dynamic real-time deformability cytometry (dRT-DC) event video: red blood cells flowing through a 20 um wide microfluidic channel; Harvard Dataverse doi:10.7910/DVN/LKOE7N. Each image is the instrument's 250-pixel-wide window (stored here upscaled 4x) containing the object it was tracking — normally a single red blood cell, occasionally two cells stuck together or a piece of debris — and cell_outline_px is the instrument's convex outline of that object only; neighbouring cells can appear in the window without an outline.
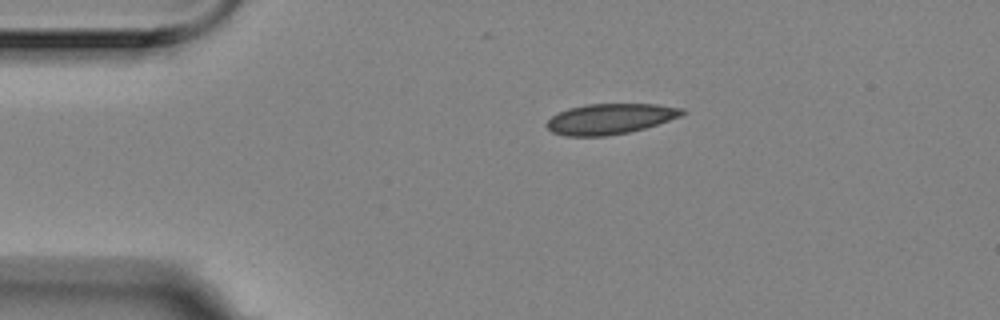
{"species": "Egyptian fruit bat (a non-hibernating species)", "species_latin": "Rousettus aegyptiacus", "temperature_condition": "room temperature", "stored_images_in_passage": 8, "camera_frame_rate_fps": 3000, "um_per_image_px": 0.085, "animal": {"sex": "female"}, "frame": {"image": 1, "passage_image": 1, "time_ms": 0.0, "image_size_px": [1000, 320], "cell_outline_px": [[688, 112], [680, 116], [644, 128], [628, 132], [604, 136], [564, 136], [552, 132], [544, 124], [552, 116], [568, 108], [588, 104], [656, 104], [684, 108]], "centroid_in_image_um": [51.85, 10.1], "position_along_channel_um": 33.2, "area_um2": 23.99}}
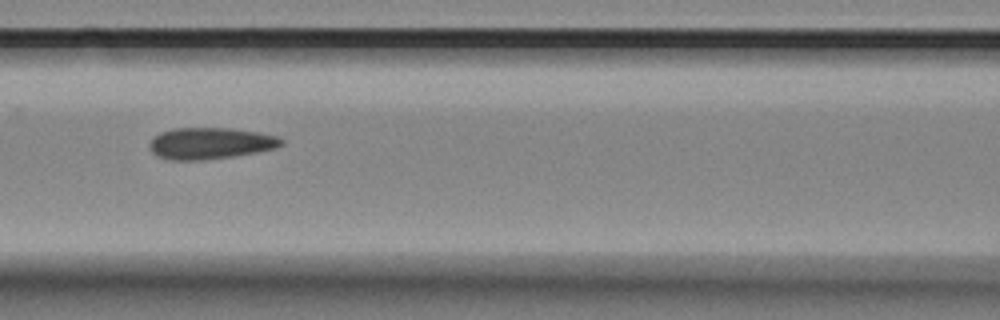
{"frame": {"image": 2, "passage_image": 5, "time_ms": 1.333, "image_size_px": [1000, 320], "cell_outline_px": [[284, 144], [276, 148], [256, 152], [232, 156], [204, 160], [172, 160], [156, 156], [148, 148], [148, 144], [160, 132], [172, 128], [228, 128], [256, 132], [276, 136], [284, 140]], "centroid_in_image_um": [17.85, 12.18], "position_along_channel_um": 148.8, "area_um2": 24.16}}
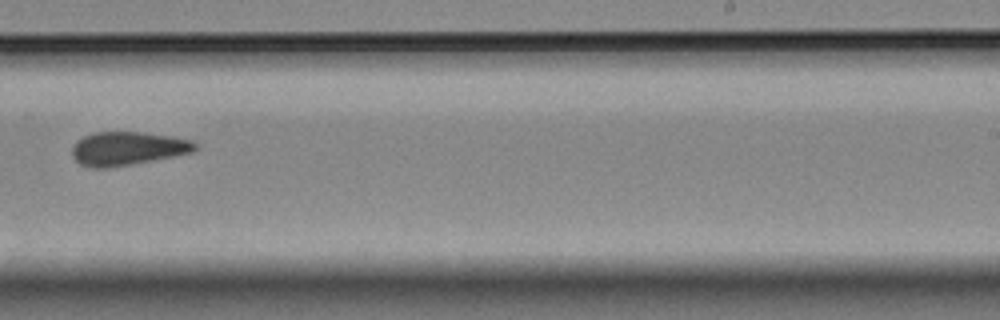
{"frame": {"image": 3, "passage_image": 8, "time_ms": 2.333, "image_size_px": [1000, 320], "cell_outline_px": [[200, 148], [192, 152], [132, 164], [108, 168], [92, 168], [80, 164], [72, 156], [72, 148], [76, 140], [92, 132], [140, 132], [172, 136], [196, 140], [200, 144]], "centroid_in_image_um": [10.88, 12.61], "position_along_channel_um": 278.1, "area_um2": 24.33}}